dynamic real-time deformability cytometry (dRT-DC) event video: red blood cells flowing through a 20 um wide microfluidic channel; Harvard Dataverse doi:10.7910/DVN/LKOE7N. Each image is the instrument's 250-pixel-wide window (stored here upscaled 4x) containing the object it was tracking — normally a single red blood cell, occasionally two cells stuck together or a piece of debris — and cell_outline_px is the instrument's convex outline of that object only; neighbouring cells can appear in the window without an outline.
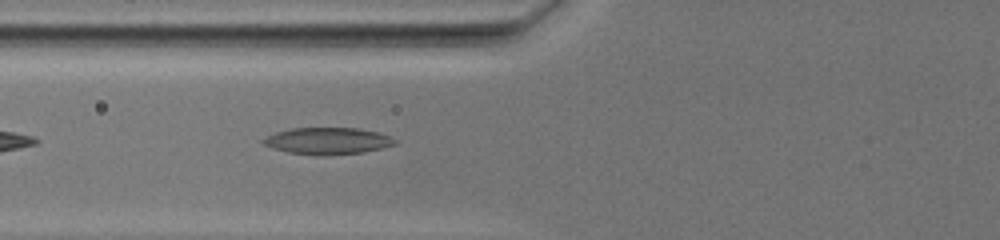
{"species": "common noctule bat (a hibernating species)", "species_latin": "Nyctalus noctula", "temperature_condition": "warm", "stored_images_in_passage": 10, "camera_frame_rate_fps": 3000, "um_per_image_px": 0.085, "animal": {"sex": "female", "body_mass_g": 19.5, "forearm_length_mm": 54.1}, "frame": {"image": 1, "passage_image": 6, "time_ms": 1.667, "image_size_px": [1000, 240], "cell_outline_px": [[396, 144], [364, 152], [328, 156], [316, 156], [288, 152], [272, 148], [264, 144], [260, 140], [276, 132], [292, 128], [356, 128], [376, 132], [388, 136], [396, 140]], "centroid_in_image_um": [27.81, 11.99], "position_along_channel_um": 98.0, "area_um2": 20.52}}
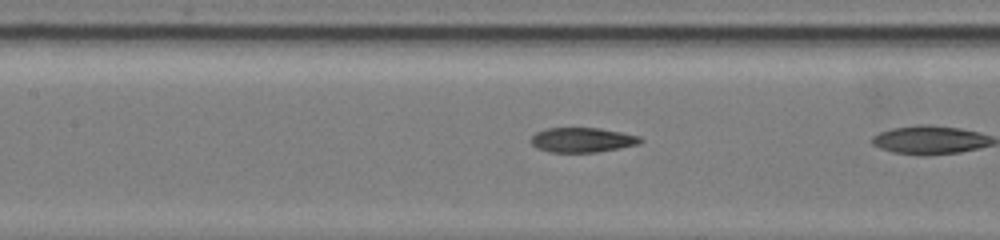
{"frame": {"image": 2, "passage_image": 9, "time_ms": 2.667, "image_size_px": [1000, 240], "cell_outline_px": [[644, 140], [640, 144], [620, 148], [596, 152], [548, 152], [536, 148], [528, 140], [536, 132], [548, 128], [600, 128], [640, 136]], "centroid_in_image_um": [49.48, 11.9], "position_along_channel_um": 157.9, "area_um2": 15.9}}